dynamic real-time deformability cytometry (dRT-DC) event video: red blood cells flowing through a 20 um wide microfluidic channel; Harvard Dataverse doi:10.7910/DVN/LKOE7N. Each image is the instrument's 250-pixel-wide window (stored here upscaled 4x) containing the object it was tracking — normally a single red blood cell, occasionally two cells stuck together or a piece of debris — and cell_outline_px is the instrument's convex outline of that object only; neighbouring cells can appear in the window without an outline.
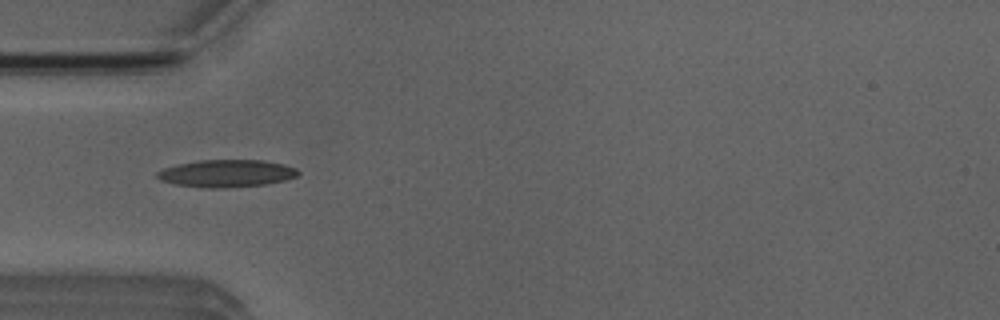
{"species": "Egyptian fruit bat (a non-hibernating species)", "species_latin": "Rousettus aegyptiacus", "temperature_condition": "room temperature", "stored_images_in_passage": 6, "camera_frame_rate_fps": 3000, "um_per_image_px": 0.085, "animal": {"sex": "male"}, "frame": {"image": 1, "passage_image": 3, "time_ms": 3.333, "image_size_px": [1000, 320], "cell_outline_px": [[300, 172], [296, 176], [284, 180], [264, 184], [228, 188], [200, 188], [176, 184], [160, 180], [156, 176], [156, 172], [164, 168], [180, 164], [200, 160], [264, 160], [284, 164], [296, 168]], "centroid_in_image_um": [19.25, 14.74], "position_along_channel_um": 65.7, "area_um2": 22.48}}
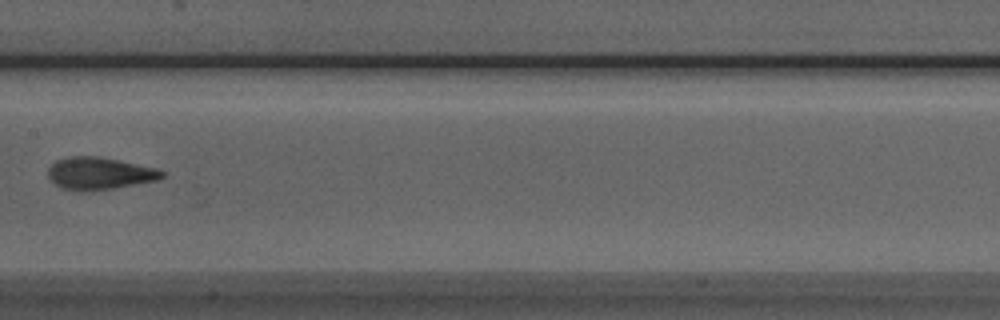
{"frame": {"image": 2, "passage_image": 6, "time_ms": 6.667, "image_size_px": [1000, 320], "cell_outline_px": [[164, 176], [156, 180], [112, 188], [64, 188], [56, 184], [48, 176], [48, 168], [56, 160], [68, 156], [96, 156], [156, 168], [164, 172]], "centroid_in_image_um": [8.45, 14.69], "position_along_channel_um": 199.0, "area_um2": 20.35}}